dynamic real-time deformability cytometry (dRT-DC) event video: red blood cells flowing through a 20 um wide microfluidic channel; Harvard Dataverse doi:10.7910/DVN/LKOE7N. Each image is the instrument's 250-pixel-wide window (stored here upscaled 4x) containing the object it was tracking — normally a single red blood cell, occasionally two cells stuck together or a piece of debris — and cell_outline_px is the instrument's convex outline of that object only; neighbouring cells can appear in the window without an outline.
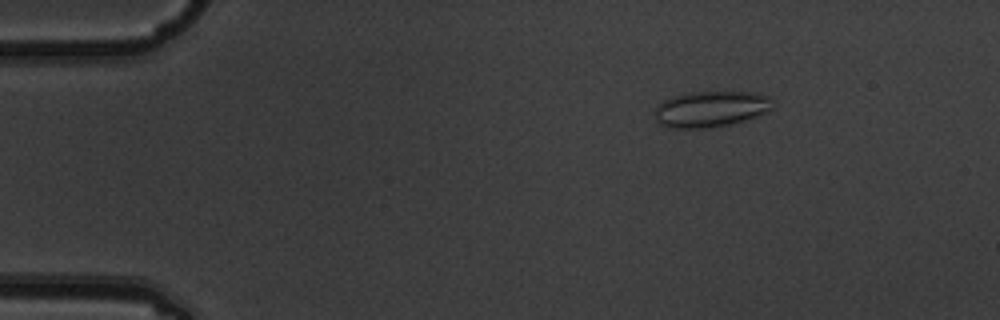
{"species": "common noctule bat (a hibernating species)", "species_latin": "Nyctalus noctula", "temperature_condition": "warm", "stored_images_in_passage": 4, "camera_frame_rate_fps": 3000, "um_per_image_px": 0.085, "animal": {"sex": "male", "body_mass_g": 19.5, "forearm_length_mm": 54.6}, "frame": {"image": 1, "passage_image": 2, "time_ms": 0.333, "image_size_px": [1000, 320], "cell_outline_px": [[776, 100], [772, 108], [768, 112], [732, 124], [704, 128], [668, 128], [660, 124], [656, 120], [656, 108], [664, 100], [672, 96], [684, 92], [752, 92], [768, 96]], "centroid_in_image_um": [60.45, 9.26], "position_along_channel_um": 24.5, "area_um2": 24.91}}